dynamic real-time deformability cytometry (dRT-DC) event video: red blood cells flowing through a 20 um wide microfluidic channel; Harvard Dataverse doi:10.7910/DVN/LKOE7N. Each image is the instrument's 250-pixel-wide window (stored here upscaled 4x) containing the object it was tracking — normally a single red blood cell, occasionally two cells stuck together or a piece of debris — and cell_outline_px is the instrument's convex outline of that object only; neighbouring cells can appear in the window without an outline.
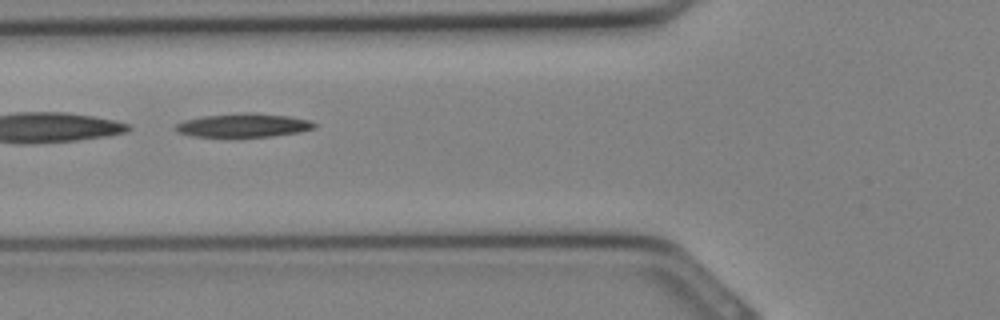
{"species": "Egyptian fruit bat (a non-hibernating species)", "species_latin": "Rousettus aegyptiacus", "temperature_condition": "cold", "stored_images_in_passage": 31, "segment_of_instrument_passage": [2, 2], "camera_frame_rate_fps": 3000, "um_per_image_px": 0.085, "animal": {"sex": "female"}, "frame": {"image": 1, "passage_image": 12, "time_ms": 3.667, "image_size_px": [1000, 320], "cell_outline_px": [[316, 124], [312, 128], [300, 132], [272, 136], [236, 140], [232, 140], [192, 136], [176, 132], [176, 124], [184, 120], [204, 116], [244, 112], [252, 112], [288, 116], [308, 120]], "centroid_in_image_um": [20.62, 10.7], "position_along_channel_um": 105.2, "area_um2": 20.06}}
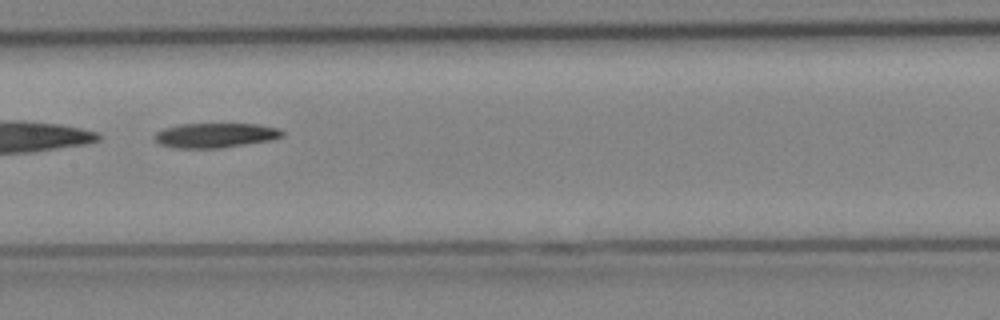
{"frame": {"image": 2, "passage_image": 16, "time_ms": 5.0, "image_size_px": [1000, 320], "cell_outline_px": [[284, 136], [272, 140], [220, 148], [172, 148], [160, 144], [152, 136], [156, 132], [164, 128], [180, 124], [256, 124], [280, 128], [284, 132]], "centroid_in_image_um": [18.31, 11.5], "position_along_channel_um": 189.1, "area_um2": 18.5}}
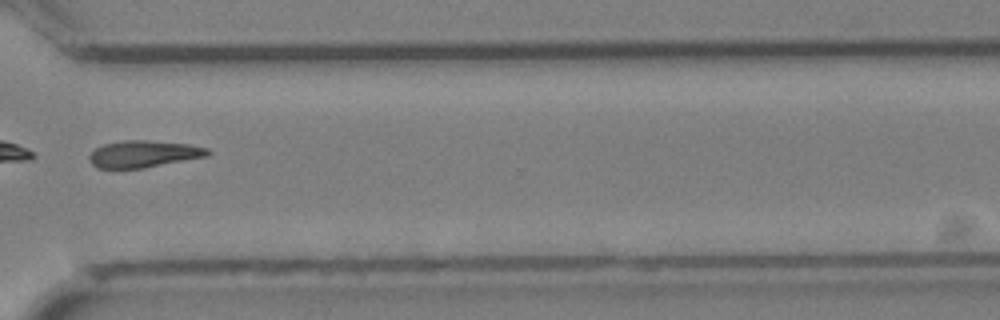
{"frame": {"image": 3, "passage_image": 24, "time_ms": 7.667, "image_size_px": [1000, 320], "cell_outline_px": [[212, 152], [208, 156], [144, 168], [96, 168], [88, 160], [88, 156], [96, 148], [104, 144], [124, 140], [148, 140], [188, 144], [208, 148]], "centroid_in_image_um": [12.22, 13.09], "position_along_channel_um": 358.4, "area_um2": 18.61}}